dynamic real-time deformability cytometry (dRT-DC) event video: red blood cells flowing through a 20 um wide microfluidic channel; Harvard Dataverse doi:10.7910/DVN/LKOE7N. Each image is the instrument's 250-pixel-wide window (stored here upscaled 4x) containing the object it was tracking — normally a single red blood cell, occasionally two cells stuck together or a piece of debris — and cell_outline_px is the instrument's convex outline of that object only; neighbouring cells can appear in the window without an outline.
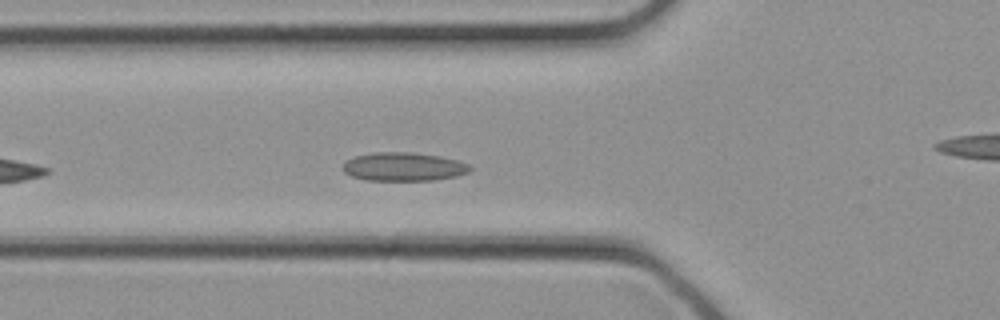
{"species": "common noctule bat (a hibernating species)", "species_latin": "Nyctalus noctula", "temperature_condition": "cold", "stored_images_in_passage": 30, "camera_frame_rate_fps": 3000, "um_per_image_px": 0.085, "animal": {"sex": "female", "body_mass_g": 21.9}, "frame": {"image": 1, "passage_image": 10, "time_ms": 3.0, "image_size_px": [1000, 320], "cell_outline_px": [[472, 168], [468, 172], [456, 176], [432, 180], [368, 180], [352, 176], [344, 172], [340, 168], [344, 160], [352, 156], [372, 152], [412, 152], [440, 156], [456, 160], [468, 164]], "centroid_in_image_um": [34.23, 14.16], "position_along_channel_um": 91.6, "area_um2": 21.33}}
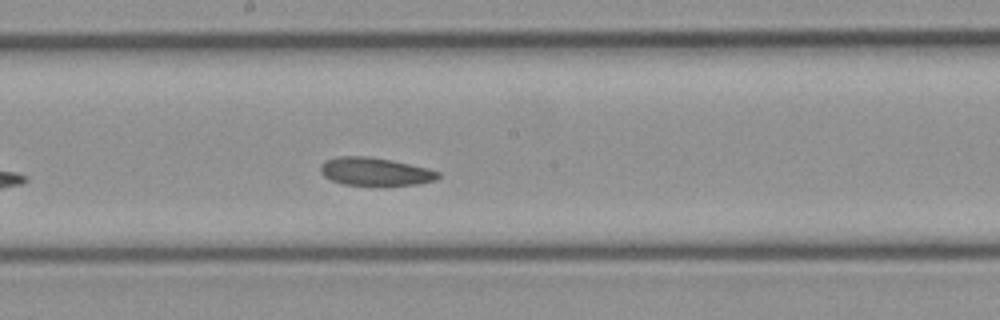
{"frame": {"image": 2, "passage_image": 16, "time_ms": 5.0, "image_size_px": [1000, 320], "cell_outline_px": [[440, 176], [436, 180], [420, 184], [344, 184], [332, 180], [324, 176], [320, 172], [320, 164], [324, 160], [336, 156], [368, 156], [392, 160], [428, 168], [440, 172]], "centroid_in_image_um": [31.87, 14.56], "position_along_channel_um": 216.3, "area_um2": 19.07}}
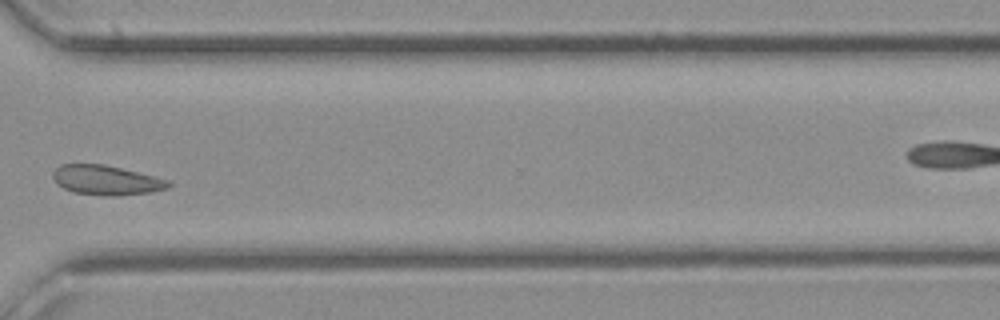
{"frame": {"image": 3, "passage_image": 23, "time_ms": 7.333, "image_size_px": [1000, 320], "cell_outline_px": [[172, 184], [168, 188], [148, 192], [112, 196], [108, 196], [72, 192], [56, 184], [52, 176], [52, 172], [60, 164], [104, 164], [168, 180]], "centroid_in_image_um": [8.97, 15.31], "position_along_channel_um": 361.6, "area_um2": 19.71}}